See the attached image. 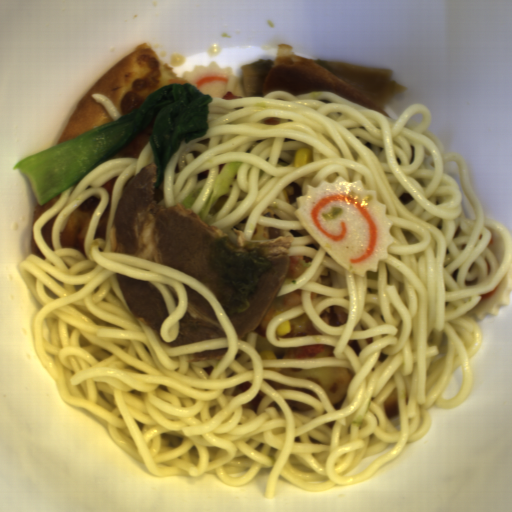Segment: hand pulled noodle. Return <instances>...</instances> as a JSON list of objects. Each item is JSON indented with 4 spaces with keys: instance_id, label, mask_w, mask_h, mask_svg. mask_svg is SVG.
<instances>
[{
    "instance_id": "14784b9a",
    "label": "hand pulled noodle",
    "mask_w": 512,
    "mask_h": 512,
    "mask_svg": "<svg viewBox=\"0 0 512 512\" xmlns=\"http://www.w3.org/2000/svg\"><path fill=\"white\" fill-rule=\"evenodd\" d=\"M416 113L423 120L406 124ZM207 133L172 153L154 199L181 203L235 244L287 237L284 282L255 330L240 338L212 288L145 258L112 251L113 217L132 176L153 163L149 140L138 157L104 161L60 193L32 225L45 259L20 262L40 304L32 318L36 354L60 400L102 424L112 441L157 478L214 474L248 486L271 469L264 498L282 477L305 492L371 480L422 441L430 407L451 410L474 387L472 357L483 328L469 312L512 265V233L485 217L463 154L445 151L427 129L432 114L410 104L396 121L330 91L212 97ZM457 161L475 213L467 219ZM362 180L386 203L395 241L378 273L350 274L294 216L307 183ZM100 203L84 253L62 249L65 217L87 198ZM116 274L145 281L169 315L160 334L127 306ZM184 283L204 296L226 337L177 347L188 309ZM333 346L335 355L280 359L276 348ZM221 360L189 355L225 349ZM461 365V390L443 391ZM349 367L348 395L334 411L314 382L282 368Z\"/></svg>"
}]
</instances>
